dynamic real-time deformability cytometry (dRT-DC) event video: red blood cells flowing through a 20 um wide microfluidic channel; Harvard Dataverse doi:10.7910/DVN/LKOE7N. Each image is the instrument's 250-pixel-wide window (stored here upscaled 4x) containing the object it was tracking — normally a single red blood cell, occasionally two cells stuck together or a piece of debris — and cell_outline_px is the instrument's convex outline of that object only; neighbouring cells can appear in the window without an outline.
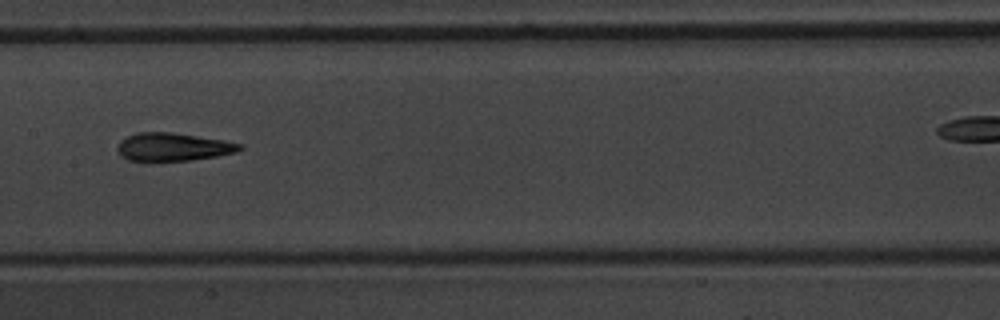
{"species": "common noctule bat (a hibernating species)", "species_latin": "Nyctalus noctula", "temperature_condition": "warm", "stored_images_in_passage": 10, "camera_frame_rate_fps": 3000, "um_per_image_px": 0.085, "animal": {"sex": "male", "body_mass_g": 20.1, "forearm_length_mm": 53.5}, "frame": {"image": 1, "passage_image": 9, "time_ms": 9.333, "image_size_px": [1000, 320], "cell_outline_px": [[244, 148], [236, 152], [216, 156], [192, 160], [128, 160], [120, 156], [116, 148], [120, 140], [136, 132], [172, 132], [224, 140], [240, 144]], "centroid_in_image_um": [14.69, 12.48], "position_along_channel_um": 192.7, "area_um2": 19.88}}